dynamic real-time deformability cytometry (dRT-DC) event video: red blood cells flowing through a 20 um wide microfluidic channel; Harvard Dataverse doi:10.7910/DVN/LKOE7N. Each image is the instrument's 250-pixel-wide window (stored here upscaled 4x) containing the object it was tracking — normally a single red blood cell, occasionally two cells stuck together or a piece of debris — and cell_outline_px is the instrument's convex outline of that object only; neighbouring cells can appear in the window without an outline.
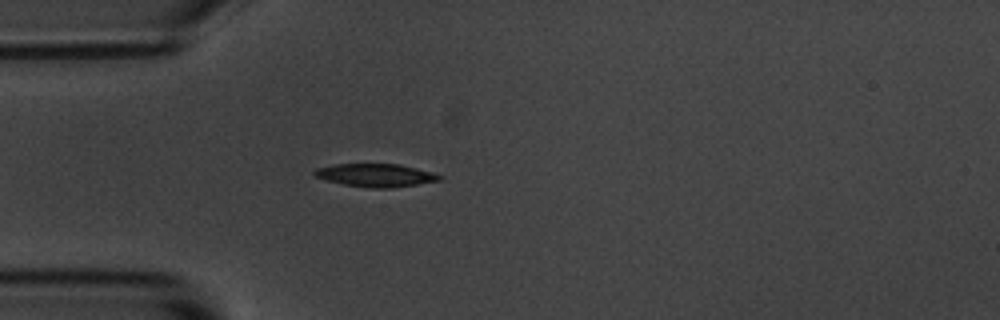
{"species": "common noctule bat (a hibernating species)", "species_latin": "Nyctalus noctula", "temperature_condition": "room temperature", "stored_images_in_passage": 3, "camera_frame_rate_fps": 3000, "um_per_image_px": 0.085, "animal": {"sex": "male", "body_mass_g": 20.1, "forearm_length_mm": 53.5}, "frame": {"image": 1, "passage_image": 3, "time_ms": 3.333, "image_size_px": [1000, 320], "cell_outline_px": [[444, 176], [440, 180], [392, 188], [372, 188], [344, 184], [324, 180], [312, 176], [312, 172], [316, 168], [336, 164], [400, 164], [432, 172]], "centroid_in_image_um": [31.9, 14.89], "position_along_channel_um": 53.1, "area_um2": 16.82}}